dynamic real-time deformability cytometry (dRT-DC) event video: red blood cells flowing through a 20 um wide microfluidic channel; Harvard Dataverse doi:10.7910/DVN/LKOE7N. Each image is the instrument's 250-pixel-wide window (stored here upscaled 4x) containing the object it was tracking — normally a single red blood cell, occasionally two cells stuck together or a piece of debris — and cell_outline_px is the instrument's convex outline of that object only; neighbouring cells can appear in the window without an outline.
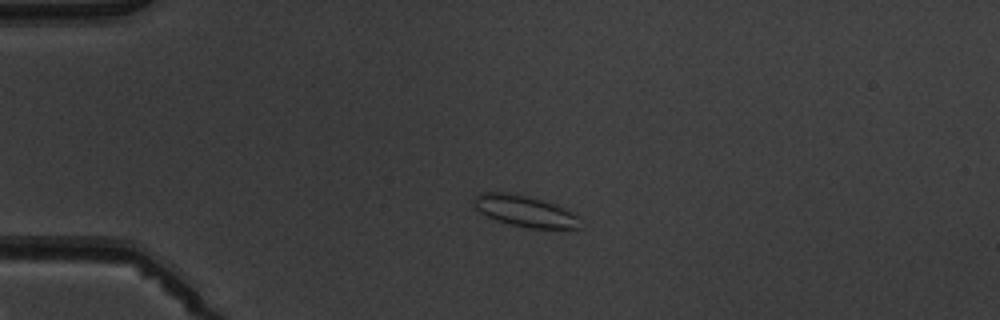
{"species": "common noctule bat (a hibernating species)", "species_latin": "Nyctalus noctula", "temperature_condition": "warm", "stored_images_in_passage": 3, "camera_frame_rate_fps": 3000, "um_per_image_px": 0.085, "animal": {"sex": "male", "body_mass_g": 19.5, "forearm_length_mm": 54.6}, "frame": {"image": 1, "passage_image": 1, "time_ms": 0.0, "image_size_px": [1000, 320], "cell_outline_px": [[580, 228], [528, 228], [496, 220], [472, 208], [472, 196], [476, 192], [504, 192], [528, 196], [552, 204], [572, 212], [576, 216]], "centroid_in_image_um": [44.47, 17.92], "position_along_channel_um": 40.5, "area_um2": 19.13}}
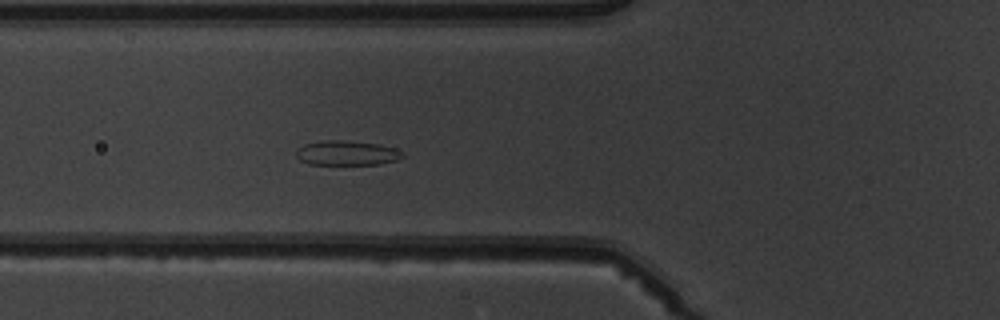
{"frame": {"image": 2, "passage_image": 3, "time_ms": 2.333, "image_size_px": [1000, 320], "cell_outline_px": [[404, 156], [396, 160], [376, 164], [308, 164], [300, 160], [296, 156], [296, 148], [304, 144], [324, 140], [344, 140], [380, 144], [396, 148], [404, 152]], "centroid_in_image_um": [29.47, 12.99], "position_along_channel_um": 96.3, "area_um2": 15.37}}